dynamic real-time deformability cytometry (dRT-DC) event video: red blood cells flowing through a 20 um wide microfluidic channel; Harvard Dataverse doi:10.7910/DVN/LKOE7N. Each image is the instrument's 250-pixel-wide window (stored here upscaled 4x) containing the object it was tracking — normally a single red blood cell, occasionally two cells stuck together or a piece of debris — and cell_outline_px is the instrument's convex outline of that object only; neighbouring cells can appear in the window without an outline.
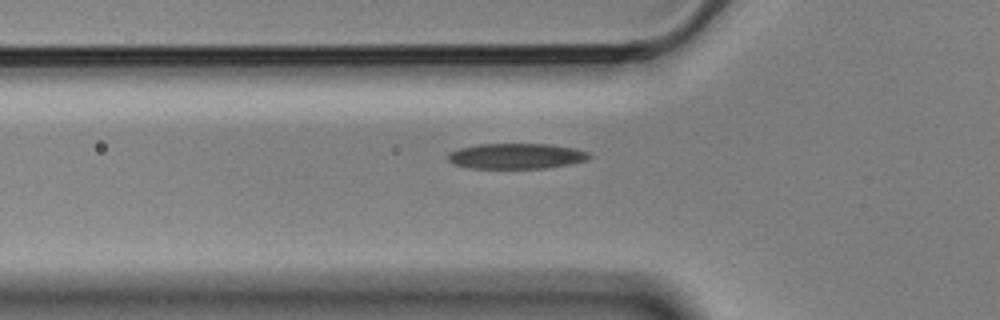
{"species": "Egyptian fruit bat (a non-hibernating species)", "species_latin": "Rousettus aegyptiacus", "temperature_condition": "cold", "stored_images_in_passage": 6, "camera_frame_rate_fps": 3000, "um_per_image_px": 0.085, "animal": {"sex": "male"}, "frame": {"image": 1, "passage_image": 5, "time_ms": 1.333, "image_size_px": [1000, 320], "cell_outline_px": [[592, 156], [588, 160], [568, 164], [544, 168], [472, 168], [452, 164], [448, 160], [448, 152], [460, 148], [476, 144], [548, 144], [576, 148], [588, 152]], "centroid_in_image_um": [43.88, 13.26], "position_along_channel_um": 81.9, "area_um2": 21.04}}
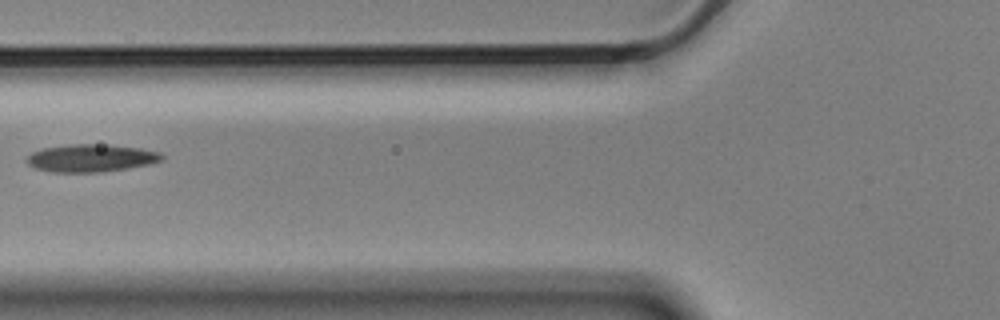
{"frame": {"image": 2, "passage_image": 6, "time_ms": 1.667, "image_size_px": [1000, 320], "cell_outline_px": [[164, 160], [148, 164], [128, 168], [100, 172], [52, 172], [36, 168], [28, 164], [28, 156], [32, 152], [44, 148], [72, 144], [108, 144], [140, 148], [160, 152], [164, 156]], "centroid_in_image_um": [7.78, 13.43], "position_along_channel_um": 118.0, "area_um2": 21.68}}